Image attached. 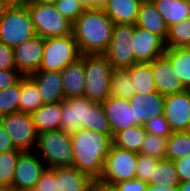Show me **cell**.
I'll use <instances>...</instances> for the list:
<instances>
[{
	"mask_svg": "<svg viewBox=\"0 0 190 191\" xmlns=\"http://www.w3.org/2000/svg\"><path fill=\"white\" fill-rule=\"evenodd\" d=\"M73 166L93 180L101 177L106 156L113 143L112 135L100 134L89 129L71 133Z\"/></svg>",
	"mask_w": 190,
	"mask_h": 191,
	"instance_id": "cell-1",
	"label": "cell"
},
{
	"mask_svg": "<svg viewBox=\"0 0 190 191\" xmlns=\"http://www.w3.org/2000/svg\"><path fill=\"white\" fill-rule=\"evenodd\" d=\"M114 22L103 9H89L73 23L72 34L81 55L104 54L112 38Z\"/></svg>",
	"mask_w": 190,
	"mask_h": 191,
	"instance_id": "cell-2",
	"label": "cell"
},
{
	"mask_svg": "<svg viewBox=\"0 0 190 191\" xmlns=\"http://www.w3.org/2000/svg\"><path fill=\"white\" fill-rule=\"evenodd\" d=\"M82 128L111 135L109 120L101 103L86 97L65 99L62 101L61 130L71 134Z\"/></svg>",
	"mask_w": 190,
	"mask_h": 191,
	"instance_id": "cell-3",
	"label": "cell"
},
{
	"mask_svg": "<svg viewBox=\"0 0 190 191\" xmlns=\"http://www.w3.org/2000/svg\"><path fill=\"white\" fill-rule=\"evenodd\" d=\"M84 97L103 102L110 97L113 67L104 54H84Z\"/></svg>",
	"mask_w": 190,
	"mask_h": 191,
	"instance_id": "cell-4",
	"label": "cell"
},
{
	"mask_svg": "<svg viewBox=\"0 0 190 191\" xmlns=\"http://www.w3.org/2000/svg\"><path fill=\"white\" fill-rule=\"evenodd\" d=\"M36 35L28 7L13 4L0 19V43L14 48Z\"/></svg>",
	"mask_w": 190,
	"mask_h": 191,
	"instance_id": "cell-5",
	"label": "cell"
},
{
	"mask_svg": "<svg viewBox=\"0 0 190 191\" xmlns=\"http://www.w3.org/2000/svg\"><path fill=\"white\" fill-rule=\"evenodd\" d=\"M35 149L46 168L73 166L71 135L61 129L38 133Z\"/></svg>",
	"mask_w": 190,
	"mask_h": 191,
	"instance_id": "cell-6",
	"label": "cell"
},
{
	"mask_svg": "<svg viewBox=\"0 0 190 191\" xmlns=\"http://www.w3.org/2000/svg\"><path fill=\"white\" fill-rule=\"evenodd\" d=\"M37 36L42 38L59 37L72 34L73 23L63 17L54 4L42 5L26 0Z\"/></svg>",
	"mask_w": 190,
	"mask_h": 191,
	"instance_id": "cell-7",
	"label": "cell"
},
{
	"mask_svg": "<svg viewBox=\"0 0 190 191\" xmlns=\"http://www.w3.org/2000/svg\"><path fill=\"white\" fill-rule=\"evenodd\" d=\"M80 57L81 53L73 34L45 38L39 71H61Z\"/></svg>",
	"mask_w": 190,
	"mask_h": 191,
	"instance_id": "cell-8",
	"label": "cell"
},
{
	"mask_svg": "<svg viewBox=\"0 0 190 191\" xmlns=\"http://www.w3.org/2000/svg\"><path fill=\"white\" fill-rule=\"evenodd\" d=\"M137 159V153L119 148L112 143L99 180L115 185L118 182L136 178Z\"/></svg>",
	"mask_w": 190,
	"mask_h": 191,
	"instance_id": "cell-9",
	"label": "cell"
},
{
	"mask_svg": "<svg viewBox=\"0 0 190 191\" xmlns=\"http://www.w3.org/2000/svg\"><path fill=\"white\" fill-rule=\"evenodd\" d=\"M133 24H114L112 38L107 51V57L113 69H126L135 64L132 40Z\"/></svg>",
	"mask_w": 190,
	"mask_h": 191,
	"instance_id": "cell-10",
	"label": "cell"
},
{
	"mask_svg": "<svg viewBox=\"0 0 190 191\" xmlns=\"http://www.w3.org/2000/svg\"><path fill=\"white\" fill-rule=\"evenodd\" d=\"M0 122L6 129L14 146L21 151H34L38 133L31 114L15 112L0 117ZM34 149V150H32Z\"/></svg>",
	"mask_w": 190,
	"mask_h": 191,
	"instance_id": "cell-11",
	"label": "cell"
},
{
	"mask_svg": "<svg viewBox=\"0 0 190 191\" xmlns=\"http://www.w3.org/2000/svg\"><path fill=\"white\" fill-rule=\"evenodd\" d=\"M45 168L46 165L37 156V153L23 151L19 155L10 190L32 191Z\"/></svg>",
	"mask_w": 190,
	"mask_h": 191,
	"instance_id": "cell-12",
	"label": "cell"
},
{
	"mask_svg": "<svg viewBox=\"0 0 190 191\" xmlns=\"http://www.w3.org/2000/svg\"><path fill=\"white\" fill-rule=\"evenodd\" d=\"M163 115L173 133L186 132L190 122V91L165 96Z\"/></svg>",
	"mask_w": 190,
	"mask_h": 191,
	"instance_id": "cell-13",
	"label": "cell"
},
{
	"mask_svg": "<svg viewBox=\"0 0 190 191\" xmlns=\"http://www.w3.org/2000/svg\"><path fill=\"white\" fill-rule=\"evenodd\" d=\"M130 42L136 63H150L166 50L165 41L160 36L136 25Z\"/></svg>",
	"mask_w": 190,
	"mask_h": 191,
	"instance_id": "cell-14",
	"label": "cell"
},
{
	"mask_svg": "<svg viewBox=\"0 0 190 191\" xmlns=\"http://www.w3.org/2000/svg\"><path fill=\"white\" fill-rule=\"evenodd\" d=\"M16 70L22 76L39 71L44 52V38L35 36L13 48Z\"/></svg>",
	"mask_w": 190,
	"mask_h": 191,
	"instance_id": "cell-15",
	"label": "cell"
},
{
	"mask_svg": "<svg viewBox=\"0 0 190 191\" xmlns=\"http://www.w3.org/2000/svg\"><path fill=\"white\" fill-rule=\"evenodd\" d=\"M151 70L156 90L162 96L165 97L186 90L165 54L151 62Z\"/></svg>",
	"mask_w": 190,
	"mask_h": 191,
	"instance_id": "cell-16",
	"label": "cell"
},
{
	"mask_svg": "<svg viewBox=\"0 0 190 191\" xmlns=\"http://www.w3.org/2000/svg\"><path fill=\"white\" fill-rule=\"evenodd\" d=\"M101 104L109 120L112 137L122 130L136 126L134 124V113L131 109L129 99L110 96L101 102Z\"/></svg>",
	"mask_w": 190,
	"mask_h": 191,
	"instance_id": "cell-17",
	"label": "cell"
},
{
	"mask_svg": "<svg viewBox=\"0 0 190 191\" xmlns=\"http://www.w3.org/2000/svg\"><path fill=\"white\" fill-rule=\"evenodd\" d=\"M130 106L134 113V124L141 126L148 120L163 115L164 96L158 92L140 94L135 93L130 99Z\"/></svg>",
	"mask_w": 190,
	"mask_h": 191,
	"instance_id": "cell-18",
	"label": "cell"
},
{
	"mask_svg": "<svg viewBox=\"0 0 190 191\" xmlns=\"http://www.w3.org/2000/svg\"><path fill=\"white\" fill-rule=\"evenodd\" d=\"M29 76L37 84L43 104L65 100L60 71H36Z\"/></svg>",
	"mask_w": 190,
	"mask_h": 191,
	"instance_id": "cell-19",
	"label": "cell"
},
{
	"mask_svg": "<svg viewBox=\"0 0 190 191\" xmlns=\"http://www.w3.org/2000/svg\"><path fill=\"white\" fill-rule=\"evenodd\" d=\"M65 99L84 97V55L60 71Z\"/></svg>",
	"mask_w": 190,
	"mask_h": 191,
	"instance_id": "cell-20",
	"label": "cell"
},
{
	"mask_svg": "<svg viewBox=\"0 0 190 191\" xmlns=\"http://www.w3.org/2000/svg\"><path fill=\"white\" fill-rule=\"evenodd\" d=\"M58 191H89L94 180L74 166L55 167Z\"/></svg>",
	"mask_w": 190,
	"mask_h": 191,
	"instance_id": "cell-21",
	"label": "cell"
},
{
	"mask_svg": "<svg viewBox=\"0 0 190 191\" xmlns=\"http://www.w3.org/2000/svg\"><path fill=\"white\" fill-rule=\"evenodd\" d=\"M142 0H109L103 11L114 24L136 25Z\"/></svg>",
	"mask_w": 190,
	"mask_h": 191,
	"instance_id": "cell-22",
	"label": "cell"
},
{
	"mask_svg": "<svg viewBox=\"0 0 190 191\" xmlns=\"http://www.w3.org/2000/svg\"><path fill=\"white\" fill-rule=\"evenodd\" d=\"M62 101L41 105L31 116L37 133L61 129Z\"/></svg>",
	"mask_w": 190,
	"mask_h": 191,
	"instance_id": "cell-23",
	"label": "cell"
},
{
	"mask_svg": "<svg viewBox=\"0 0 190 191\" xmlns=\"http://www.w3.org/2000/svg\"><path fill=\"white\" fill-rule=\"evenodd\" d=\"M136 26L157 34L164 41L168 34V26L153 2H142Z\"/></svg>",
	"mask_w": 190,
	"mask_h": 191,
	"instance_id": "cell-24",
	"label": "cell"
},
{
	"mask_svg": "<svg viewBox=\"0 0 190 191\" xmlns=\"http://www.w3.org/2000/svg\"><path fill=\"white\" fill-rule=\"evenodd\" d=\"M153 3L168 27L190 17V3L185 0H154Z\"/></svg>",
	"mask_w": 190,
	"mask_h": 191,
	"instance_id": "cell-25",
	"label": "cell"
},
{
	"mask_svg": "<svg viewBox=\"0 0 190 191\" xmlns=\"http://www.w3.org/2000/svg\"><path fill=\"white\" fill-rule=\"evenodd\" d=\"M41 105L43 100L37 84L30 76H22L19 112L32 114Z\"/></svg>",
	"mask_w": 190,
	"mask_h": 191,
	"instance_id": "cell-26",
	"label": "cell"
},
{
	"mask_svg": "<svg viewBox=\"0 0 190 191\" xmlns=\"http://www.w3.org/2000/svg\"><path fill=\"white\" fill-rule=\"evenodd\" d=\"M174 71L178 75L183 87L190 89V54L185 48H166L164 53Z\"/></svg>",
	"mask_w": 190,
	"mask_h": 191,
	"instance_id": "cell-27",
	"label": "cell"
},
{
	"mask_svg": "<svg viewBox=\"0 0 190 191\" xmlns=\"http://www.w3.org/2000/svg\"><path fill=\"white\" fill-rule=\"evenodd\" d=\"M130 75L136 93L147 94L157 92L150 63H135L130 68Z\"/></svg>",
	"mask_w": 190,
	"mask_h": 191,
	"instance_id": "cell-28",
	"label": "cell"
},
{
	"mask_svg": "<svg viewBox=\"0 0 190 191\" xmlns=\"http://www.w3.org/2000/svg\"><path fill=\"white\" fill-rule=\"evenodd\" d=\"M152 184L164 187L179 186L180 180L175 169L174 161L165 158L157 162L148 181V185Z\"/></svg>",
	"mask_w": 190,
	"mask_h": 191,
	"instance_id": "cell-29",
	"label": "cell"
},
{
	"mask_svg": "<svg viewBox=\"0 0 190 191\" xmlns=\"http://www.w3.org/2000/svg\"><path fill=\"white\" fill-rule=\"evenodd\" d=\"M146 133L143 125L132 126L118 132L112 141L115 146L138 154Z\"/></svg>",
	"mask_w": 190,
	"mask_h": 191,
	"instance_id": "cell-30",
	"label": "cell"
},
{
	"mask_svg": "<svg viewBox=\"0 0 190 191\" xmlns=\"http://www.w3.org/2000/svg\"><path fill=\"white\" fill-rule=\"evenodd\" d=\"M136 93L129 68L113 69L111 74L110 96L130 99Z\"/></svg>",
	"mask_w": 190,
	"mask_h": 191,
	"instance_id": "cell-31",
	"label": "cell"
},
{
	"mask_svg": "<svg viewBox=\"0 0 190 191\" xmlns=\"http://www.w3.org/2000/svg\"><path fill=\"white\" fill-rule=\"evenodd\" d=\"M22 152L21 150H12L0 154V188L6 190L12 188L15 168Z\"/></svg>",
	"mask_w": 190,
	"mask_h": 191,
	"instance_id": "cell-32",
	"label": "cell"
},
{
	"mask_svg": "<svg viewBox=\"0 0 190 191\" xmlns=\"http://www.w3.org/2000/svg\"><path fill=\"white\" fill-rule=\"evenodd\" d=\"M187 155H190V134L172 133L167 139L166 158L175 161Z\"/></svg>",
	"mask_w": 190,
	"mask_h": 191,
	"instance_id": "cell-33",
	"label": "cell"
},
{
	"mask_svg": "<svg viewBox=\"0 0 190 191\" xmlns=\"http://www.w3.org/2000/svg\"><path fill=\"white\" fill-rule=\"evenodd\" d=\"M190 44V17L168 27L166 48H184Z\"/></svg>",
	"mask_w": 190,
	"mask_h": 191,
	"instance_id": "cell-34",
	"label": "cell"
},
{
	"mask_svg": "<svg viewBox=\"0 0 190 191\" xmlns=\"http://www.w3.org/2000/svg\"><path fill=\"white\" fill-rule=\"evenodd\" d=\"M20 98L21 78L16 84L0 91V117L19 112Z\"/></svg>",
	"mask_w": 190,
	"mask_h": 191,
	"instance_id": "cell-35",
	"label": "cell"
},
{
	"mask_svg": "<svg viewBox=\"0 0 190 191\" xmlns=\"http://www.w3.org/2000/svg\"><path fill=\"white\" fill-rule=\"evenodd\" d=\"M167 139L162 136L146 133L141 145L140 154L150 155L159 160L165 159Z\"/></svg>",
	"mask_w": 190,
	"mask_h": 191,
	"instance_id": "cell-36",
	"label": "cell"
},
{
	"mask_svg": "<svg viewBox=\"0 0 190 191\" xmlns=\"http://www.w3.org/2000/svg\"><path fill=\"white\" fill-rule=\"evenodd\" d=\"M54 5L57 11L72 23L84 12L77 0H56Z\"/></svg>",
	"mask_w": 190,
	"mask_h": 191,
	"instance_id": "cell-37",
	"label": "cell"
},
{
	"mask_svg": "<svg viewBox=\"0 0 190 191\" xmlns=\"http://www.w3.org/2000/svg\"><path fill=\"white\" fill-rule=\"evenodd\" d=\"M158 161L159 159L151 157L150 155H143L138 153L136 178H139L140 180L148 183Z\"/></svg>",
	"mask_w": 190,
	"mask_h": 191,
	"instance_id": "cell-38",
	"label": "cell"
},
{
	"mask_svg": "<svg viewBox=\"0 0 190 191\" xmlns=\"http://www.w3.org/2000/svg\"><path fill=\"white\" fill-rule=\"evenodd\" d=\"M147 133L168 138L173 132L164 115L157 116L143 124Z\"/></svg>",
	"mask_w": 190,
	"mask_h": 191,
	"instance_id": "cell-39",
	"label": "cell"
},
{
	"mask_svg": "<svg viewBox=\"0 0 190 191\" xmlns=\"http://www.w3.org/2000/svg\"><path fill=\"white\" fill-rule=\"evenodd\" d=\"M32 191H58L53 168H45Z\"/></svg>",
	"mask_w": 190,
	"mask_h": 191,
	"instance_id": "cell-40",
	"label": "cell"
},
{
	"mask_svg": "<svg viewBox=\"0 0 190 191\" xmlns=\"http://www.w3.org/2000/svg\"><path fill=\"white\" fill-rule=\"evenodd\" d=\"M0 70H16L13 48L0 43Z\"/></svg>",
	"mask_w": 190,
	"mask_h": 191,
	"instance_id": "cell-41",
	"label": "cell"
},
{
	"mask_svg": "<svg viewBox=\"0 0 190 191\" xmlns=\"http://www.w3.org/2000/svg\"><path fill=\"white\" fill-rule=\"evenodd\" d=\"M180 182L190 181V155L174 161Z\"/></svg>",
	"mask_w": 190,
	"mask_h": 191,
	"instance_id": "cell-42",
	"label": "cell"
},
{
	"mask_svg": "<svg viewBox=\"0 0 190 191\" xmlns=\"http://www.w3.org/2000/svg\"><path fill=\"white\" fill-rule=\"evenodd\" d=\"M120 191H147L148 183L140 180L139 178H133L130 180H124L115 184Z\"/></svg>",
	"mask_w": 190,
	"mask_h": 191,
	"instance_id": "cell-43",
	"label": "cell"
},
{
	"mask_svg": "<svg viewBox=\"0 0 190 191\" xmlns=\"http://www.w3.org/2000/svg\"><path fill=\"white\" fill-rule=\"evenodd\" d=\"M21 77L17 70H0V91L16 84Z\"/></svg>",
	"mask_w": 190,
	"mask_h": 191,
	"instance_id": "cell-44",
	"label": "cell"
},
{
	"mask_svg": "<svg viewBox=\"0 0 190 191\" xmlns=\"http://www.w3.org/2000/svg\"><path fill=\"white\" fill-rule=\"evenodd\" d=\"M19 150L14 146L13 141L8 135L6 129L0 122V154L6 151Z\"/></svg>",
	"mask_w": 190,
	"mask_h": 191,
	"instance_id": "cell-45",
	"label": "cell"
},
{
	"mask_svg": "<svg viewBox=\"0 0 190 191\" xmlns=\"http://www.w3.org/2000/svg\"><path fill=\"white\" fill-rule=\"evenodd\" d=\"M84 10L104 9L109 0H77Z\"/></svg>",
	"mask_w": 190,
	"mask_h": 191,
	"instance_id": "cell-46",
	"label": "cell"
},
{
	"mask_svg": "<svg viewBox=\"0 0 190 191\" xmlns=\"http://www.w3.org/2000/svg\"><path fill=\"white\" fill-rule=\"evenodd\" d=\"M92 187L95 191H120L116 185L103 182L99 179L94 180Z\"/></svg>",
	"mask_w": 190,
	"mask_h": 191,
	"instance_id": "cell-47",
	"label": "cell"
},
{
	"mask_svg": "<svg viewBox=\"0 0 190 191\" xmlns=\"http://www.w3.org/2000/svg\"><path fill=\"white\" fill-rule=\"evenodd\" d=\"M147 191H178V186L164 187L161 185H148Z\"/></svg>",
	"mask_w": 190,
	"mask_h": 191,
	"instance_id": "cell-48",
	"label": "cell"
},
{
	"mask_svg": "<svg viewBox=\"0 0 190 191\" xmlns=\"http://www.w3.org/2000/svg\"><path fill=\"white\" fill-rule=\"evenodd\" d=\"M12 5L9 0H0V19Z\"/></svg>",
	"mask_w": 190,
	"mask_h": 191,
	"instance_id": "cell-49",
	"label": "cell"
},
{
	"mask_svg": "<svg viewBox=\"0 0 190 191\" xmlns=\"http://www.w3.org/2000/svg\"><path fill=\"white\" fill-rule=\"evenodd\" d=\"M178 191H190V181L180 182Z\"/></svg>",
	"mask_w": 190,
	"mask_h": 191,
	"instance_id": "cell-50",
	"label": "cell"
},
{
	"mask_svg": "<svg viewBox=\"0 0 190 191\" xmlns=\"http://www.w3.org/2000/svg\"><path fill=\"white\" fill-rule=\"evenodd\" d=\"M32 3L48 5V4H55L56 0H30Z\"/></svg>",
	"mask_w": 190,
	"mask_h": 191,
	"instance_id": "cell-51",
	"label": "cell"
},
{
	"mask_svg": "<svg viewBox=\"0 0 190 191\" xmlns=\"http://www.w3.org/2000/svg\"><path fill=\"white\" fill-rule=\"evenodd\" d=\"M10 2H12L13 4H21L24 3L26 0H9Z\"/></svg>",
	"mask_w": 190,
	"mask_h": 191,
	"instance_id": "cell-52",
	"label": "cell"
},
{
	"mask_svg": "<svg viewBox=\"0 0 190 191\" xmlns=\"http://www.w3.org/2000/svg\"><path fill=\"white\" fill-rule=\"evenodd\" d=\"M184 48H185L186 51L190 54V44L186 45Z\"/></svg>",
	"mask_w": 190,
	"mask_h": 191,
	"instance_id": "cell-53",
	"label": "cell"
},
{
	"mask_svg": "<svg viewBox=\"0 0 190 191\" xmlns=\"http://www.w3.org/2000/svg\"><path fill=\"white\" fill-rule=\"evenodd\" d=\"M186 132L190 134V122H189V125H188Z\"/></svg>",
	"mask_w": 190,
	"mask_h": 191,
	"instance_id": "cell-54",
	"label": "cell"
},
{
	"mask_svg": "<svg viewBox=\"0 0 190 191\" xmlns=\"http://www.w3.org/2000/svg\"><path fill=\"white\" fill-rule=\"evenodd\" d=\"M154 0H142V2H153Z\"/></svg>",
	"mask_w": 190,
	"mask_h": 191,
	"instance_id": "cell-55",
	"label": "cell"
}]
</instances>
